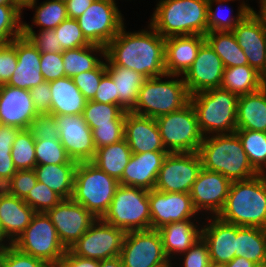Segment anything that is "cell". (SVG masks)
Returning a JSON list of instances; mask_svg holds the SVG:
<instances>
[{
	"instance_id": "cell-3",
	"label": "cell",
	"mask_w": 266,
	"mask_h": 267,
	"mask_svg": "<svg viewBox=\"0 0 266 267\" xmlns=\"http://www.w3.org/2000/svg\"><path fill=\"white\" fill-rule=\"evenodd\" d=\"M218 217L237 226L266 229V174L231 182Z\"/></svg>"
},
{
	"instance_id": "cell-62",
	"label": "cell",
	"mask_w": 266,
	"mask_h": 267,
	"mask_svg": "<svg viewBox=\"0 0 266 267\" xmlns=\"http://www.w3.org/2000/svg\"><path fill=\"white\" fill-rule=\"evenodd\" d=\"M225 267H258L255 263L244 257H234Z\"/></svg>"
},
{
	"instance_id": "cell-61",
	"label": "cell",
	"mask_w": 266,
	"mask_h": 267,
	"mask_svg": "<svg viewBox=\"0 0 266 267\" xmlns=\"http://www.w3.org/2000/svg\"><path fill=\"white\" fill-rule=\"evenodd\" d=\"M94 0H70L66 3L68 18L77 19Z\"/></svg>"
},
{
	"instance_id": "cell-17",
	"label": "cell",
	"mask_w": 266,
	"mask_h": 267,
	"mask_svg": "<svg viewBox=\"0 0 266 267\" xmlns=\"http://www.w3.org/2000/svg\"><path fill=\"white\" fill-rule=\"evenodd\" d=\"M47 215L53 223L60 241L68 250L97 219L83 205L72 198L62 199Z\"/></svg>"
},
{
	"instance_id": "cell-66",
	"label": "cell",
	"mask_w": 266,
	"mask_h": 267,
	"mask_svg": "<svg viewBox=\"0 0 266 267\" xmlns=\"http://www.w3.org/2000/svg\"><path fill=\"white\" fill-rule=\"evenodd\" d=\"M259 82L262 88H266V60L263 67L259 70Z\"/></svg>"
},
{
	"instance_id": "cell-23",
	"label": "cell",
	"mask_w": 266,
	"mask_h": 267,
	"mask_svg": "<svg viewBox=\"0 0 266 267\" xmlns=\"http://www.w3.org/2000/svg\"><path fill=\"white\" fill-rule=\"evenodd\" d=\"M10 43L16 49L18 63L6 85L30 90L43 83L45 80L41 74V52L23 35L13 39Z\"/></svg>"
},
{
	"instance_id": "cell-42",
	"label": "cell",
	"mask_w": 266,
	"mask_h": 267,
	"mask_svg": "<svg viewBox=\"0 0 266 267\" xmlns=\"http://www.w3.org/2000/svg\"><path fill=\"white\" fill-rule=\"evenodd\" d=\"M11 156L17 170L35 168L37 165L35 139L29 129H21L18 132L12 144Z\"/></svg>"
},
{
	"instance_id": "cell-18",
	"label": "cell",
	"mask_w": 266,
	"mask_h": 267,
	"mask_svg": "<svg viewBox=\"0 0 266 267\" xmlns=\"http://www.w3.org/2000/svg\"><path fill=\"white\" fill-rule=\"evenodd\" d=\"M58 129L59 141L69 158L77 163L92 161L96 148L92 130L82 114L54 116Z\"/></svg>"
},
{
	"instance_id": "cell-47",
	"label": "cell",
	"mask_w": 266,
	"mask_h": 267,
	"mask_svg": "<svg viewBox=\"0 0 266 267\" xmlns=\"http://www.w3.org/2000/svg\"><path fill=\"white\" fill-rule=\"evenodd\" d=\"M0 267H52L46 261L23 253L12 244H4Z\"/></svg>"
},
{
	"instance_id": "cell-43",
	"label": "cell",
	"mask_w": 266,
	"mask_h": 267,
	"mask_svg": "<svg viewBox=\"0 0 266 267\" xmlns=\"http://www.w3.org/2000/svg\"><path fill=\"white\" fill-rule=\"evenodd\" d=\"M15 4L0 5V45L23 35V15Z\"/></svg>"
},
{
	"instance_id": "cell-20",
	"label": "cell",
	"mask_w": 266,
	"mask_h": 267,
	"mask_svg": "<svg viewBox=\"0 0 266 267\" xmlns=\"http://www.w3.org/2000/svg\"><path fill=\"white\" fill-rule=\"evenodd\" d=\"M203 220L202 238L208 245L211 263L226 265L235 257L238 226L218 216H206Z\"/></svg>"
},
{
	"instance_id": "cell-22",
	"label": "cell",
	"mask_w": 266,
	"mask_h": 267,
	"mask_svg": "<svg viewBox=\"0 0 266 267\" xmlns=\"http://www.w3.org/2000/svg\"><path fill=\"white\" fill-rule=\"evenodd\" d=\"M35 210L0 187V243L12 244L30 224Z\"/></svg>"
},
{
	"instance_id": "cell-39",
	"label": "cell",
	"mask_w": 266,
	"mask_h": 267,
	"mask_svg": "<svg viewBox=\"0 0 266 267\" xmlns=\"http://www.w3.org/2000/svg\"><path fill=\"white\" fill-rule=\"evenodd\" d=\"M221 88L238 96L256 92L262 88L259 72L249 65L225 68Z\"/></svg>"
},
{
	"instance_id": "cell-30",
	"label": "cell",
	"mask_w": 266,
	"mask_h": 267,
	"mask_svg": "<svg viewBox=\"0 0 266 267\" xmlns=\"http://www.w3.org/2000/svg\"><path fill=\"white\" fill-rule=\"evenodd\" d=\"M237 130L266 132V88L239 96Z\"/></svg>"
},
{
	"instance_id": "cell-28",
	"label": "cell",
	"mask_w": 266,
	"mask_h": 267,
	"mask_svg": "<svg viewBox=\"0 0 266 267\" xmlns=\"http://www.w3.org/2000/svg\"><path fill=\"white\" fill-rule=\"evenodd\" d=\"M203 35L173 36L165 39L166 74L184 75L192 66L201 45Z\"/></svg>"
},
{
	"instance_id": "cell-35",
	"label": "cell",
	"mask_w": 266,
	"mask_h": 267,
	"mask_svg": "<svg viewBox=\"0 0 266 267\" xmlns=\"http://www.w3.org/2000/svg\"><path fill=\"white\" fill-rule=\"evenodd\" d=\"M66 77H74L79 73L94 70L105 60V48L90 44L76 49L62 51Z\"/></svg>"
},
{
	"instance_id": "cell-26",
	"label": "cell",
	"mask_w": 266,
	"mask_h": 267,
	"mask_svg": "<svg viewBox=\"0 0 266 267\" xmlns=\"http://www.w3.org/2000/svg\"><path fill=\"white\" fill-rule=\"evenodd\" d=\"M202 220L187 219L158 229L165 256L171 263L202 238Z\"/></svg>"
},
{
	"instance_id": "cell-46",
	"label": "cell",
	"mask_w": 266,
	"mask_h": 267,
	"mask_svg": "<svg viewBox=\"0 0 266 267\" xmlns=\"http://www.w3.org/2000/svg\"><path fill=\"white\" fill-rule=\"evenodd\" d=\"M35 212H47L55 207L62 198L46 184L37 181L36 185L23 199Z\"/></svg>"
},
{
	"instance_id": "cell-45",
	"label": "cell",
	"mask_w": 266,
	"mask_h": 267,
	"mask_svg": "<svg viewBox=\"0 0 266 267\" xmlns=\"http://www.w3.org/2000/svg\"><path fill=\"white\" fill-rule=\"evenodd\" d=\"M54 30L63 50L76 49L90 45L84 37L77 19L67 18Z\"/></svg>"
},
{
	"instance_id": "cell-16",
	"label": "cell",
	"mask_w": 266,
	"mask_h": 267,
	"mask_svg": "<svg viewBox=\"0 0 266 267\" xmlns=\"http://www.w3.org/2000/svg\"><path fill=\"white\" fill-rule=\"evenodd\" d=\"M151 229L158 230L173 222L203 219L195 210L190 194L179 192L149 191ZM200 216V217H199Z\"/></svg>"
},
{
	"instance_id": "cell-40",
	"label": "cell",
	"mask_w": 266,
	"mask_h": 267,
	"mask_svg": "<svg viewBox=\"0 0 266 267\" xmlns=\"http://www.w3.org/2000/svg\"><path fill=\"white\" fill-rule=\"evenodd\" d=\"M243 149L253 169L258 174H266V132L236 130Z\"/></svg>"
},
{
	"instance_id": "cell-27",
	"label": "cell",
	"mask_w": 266,
	"mask_h": 267,
	"mask_svg": "<svg viewBox=\"0 0 266 267\" xmlns=\"http://www.w3.org/2000/svg\"><path fill=\"white\" fill-rule=\"evenodd\" d=\"M232 32L247 57L248 65L259 72L266 60V31L260 21L249 13Z\"/></svg>"
},
{
	"instance_id": "cell-4",
	"label": "cell",
	"mask_w": 266,
	"mask_h": 267,
	"mask_svg": "<svg viewBox=\"0 0 266 267\" xmlns=\"http://www.w3.org/2000/svg\"><path fill=\"white\" fill-rule=\"evenodd\" d=\"M198 153L202 168L221 173L231 182L247 180L258 174L249 163L236 133L204 137Z\"/></svg>"
},
{
	"instance_id": "cell-12",
	"label": "cell",
	"mask_w": 266,
	"mask_h": 267,
	"mask_svg": "<svg viewBox=\"0 0 266 267\" xmlns=\"http://www.w3.org/2000/svg\"><path fill=\"white\" fill-rule=\"evenodd\" d=\"M120 258L123 267H171L158 230L126 232Z\"/></svg>"
},
{
	"instance_id": "cell-71",
	"label": "cell",
	"mask_w": 266,
	"mask_h": 267,
	"mask_svg": "<svg viewBox=\"0 0 266 267\" xmlns=\"http://www.w3.org/2000/svg\"><path fill=\"white\" fill-rule=\"evenodd\" d=\"M57 1H60V2H63V3H67L70 0H57Z\"/></svg>"
},
{
	"instance_id": "cell-8",
	"label": "cell",
	"mask_w": 266,
	"mask_h": 267,
	"mask_svg": "<svg viewBox=\"0 0 266 267\" xmlns=\"http://www.w3.org/2000/svg\"><path fill=\"white\" fill-rule=\"evenodd\" d=\"M149 191L120 184L109 209L101 218L125 232L151 229Z\"/></svg>"
},
{
	"instance_id": "cell-44",
	"label": "cell",
	"mask_w": 266,
	"mask_h": 267,
	"mask_svg": "<svg viewBox=\"0 0 266 267\" xmlns=\"http://www.w3.org/2000/svg\"><path fill=\"white\" fill-rule=\"evenodd\" d=\"M35 156L37 165L77 164L69 158L59 140H35Z\"/></svg>"
},
{
	"instance_id": "cell-5",
	"label": "cell",
	"mask_w": 266,
	"mask_h": 267,
	"mask_svg": "<svg viewBox=\"0 0 266 267\" xmlns=\"http://www.w3.org/2000/svg\"><path fill=\"white\" fill-rule=\"evenodd\" d=\"M238 98L235 93L221 87L190 96L199 129L204 137L235 133Z\"/></svg>"
},
{
	"instance_id": "cell-33",
	"label": "cell",
	"mask_w": 266,
	"mask_h": 267,
	"mask_svg": "<svg viewBox=\"0 0 266 267\" xmlns=\"http://www.w3.org/2000/svg\"><path fill=\"white\" fill-rule=\"evenodd\" d=\"M235 257H244L258 267H266V229L238 226Z\"/></svg>"
},
{
	"instance_id": "cell-37",
	"label": "cell",
	"mask_w": 266,
	"mask_h": 267,
	"mask_svg": "<svg viewBox=\"0 0 266 267\" xmlns=\"http://www.w3.org/2000/svg\"><path fill=\"white\" fill-rule=\"evenodd\" d=\"M34 0L27 8L35 10L32 18V24L23 21V30H33L39 27V30L55 29L61 22L68 18L66 3L57 0H45L41 3Z\"/></svg>"
},
{
	"instance_id": "cell-32",
	"label": "cell",
	"mask_w": 266,
	"mask_h": 267,
	"mask_svg": "<svg viewBox=\"0 0 266 267\" xmlns=\"http://www.w3.org/2000/svg\"><path fill=\"white\" fill-rule=\"evenodd\" d=\"M77 164L36 165L34 171L37 180L46 184L62 199H70L73 195L74 179Z\"/></svg>"
},
{
	"instance_id": "cell-54",
	"label": "cell",
	"mask_w": 266,
	"mask_h": 267,
	"mask_svg": "<svg viewBox=\"0 0 266 267\" xmlns=\"http://www.w3.org/2000/svg\"><path fill=\"white\" fill-rule=\"evenodd\" d=\"M41 74L46 82H51L65 76L62 52L41 53Z\"/></svg>"
},
{
	"instance_id": "cell-68",
	"label": "cell",
	"mask_w": 266,
	"mask_h": 267,
	"mask_svg": "<svg viewBox=\"0 0 266 267\" xmlns=\"http://www.w3.org/2000/svg\"><path fill=\"white\" fill-rule=\"evenodd\" d=\"M3 4H14L11 0H0V5Z\"/></svg>"
},
{
	"instance_id": "cell-9",
	"label": "cell",
	"mask_w": 266,
	"mask_h": 267,
	"mask_svg": "<svg viewBox=\"0 0 266 267\" xmlns=\"http://www.w3.org/2000/svg\"><path fill=\"white\" fill-rule=\"evenodd\" d=\"M168 153L198 152L203 141L195 110L189 102L177 111L155 118Z\"/></svg>"
},
{
	"instance_id": "cell-41",
	"label": "cell",
	"mask_w": 266,
	"mask_h": 267,
	"mask_svg": "<svg viewBox=\"0 0 266 267\" xmlns=\"http://www.w3.org/2000/svg\"><path fill=\"white\" fill-rule=\"evenodd\" d=\"M91 130L104 124H125L126 111L118 105L89 100L82 113Z\"/></svg>"
},
{
	"instance_id": "cell-53",
	"label": "cell",
	"mask_w": 266,
	"mask_h": 267,
	"mask_svg": "<svg viewBox=\"0 0 266 267\" xmlns=\"http://www.w3.org/2000/svg\"><path fill=\"white\" fill-rule=\"evenodd\" d=\"M125 124H104L92 129L95 148H101L124 139Z\"/></svg>"
},
{
	"instance_id": "cell-11",
	"label": "cell",
	"mask_w": 266,
	"mask_h": 267,
	"mask_svg": "<svg viewBox=\"0 0 266 267\" xmlns=\"http://www.w3.org/2000/svg\"><path fill=\"white\" fill-rule=\"evenodd\" d=\"M116 0H94L84 13L77 18L86 40L90 44L106 45L126 25Z\"/></svg>"
},
{
	"instance_id": "cell-14",
	"label": "cell",
	"mask_w": 266,
	"mask_h": 267,
	"mask_svg": "<svg viewBox=\"0 0 266 267\" xmlns=\"http://www.w3.org/2000/svg\"><path fill=\"white\" fill-rule=\"evenodd\" d=\"M202 168L198 152L168 153L159 170L155 190L188 193Z\"/></svg>"
},
{
	"instance_id": "cell-51",
	"label": "cell",
	"mask_w": 266,
	"mask_h": 267,
	"mask_svg": "<svg viewBox=\"0 0 266 267\" xmlns=\"http://www.w3.org/2000/svg\"><path fill=\"white\" fill-rule=\"evenodd\" d=\"M23 36L27 37L41 53L62 52L60 43L54 29L49 30H23Z\"/></svg>"
},
{
	"instance_id": "cell-69",
	"label": "cell",
	"mask_w": 266,
	"mask_h": 267,
	"mask_svg": "<svg viewBox=\"0 0 266 267\" xmlns=\"http://www.w3.org/2000/svg\"><path fill=\"white\" fill-rule=\"evenodd\" d=\"M210 267H225L224 265H216V264H211Z\"/></svg>"
},
{
	"instance_id": "cell-21",
	"label": "cell",
	"mask_w": 266,
	"mask_h": 267,
	"mask_svg": "<svg viewBox=\"0 0 266 267\" xmlns=\"http://www.w3.org/2000/svg\"><path fill=\"white\" fill-rule=\"evenodd\" d=\"M38 114L29 90L0 85V118L3 125L29 129Z\"/></svg>"
},
{
	"instance_id": "cell-48",
	"label": "cell",
	"mask_w": 266,
	"mask_h": 267,
	"mask_svg": "<svg viewBox=\"0 0 266 267\" xmlns=\"http://www.w3.org/2000/svg\"><path fill=\"white\" fill-rule=\"evenodd\" d=\"M171 264V267H210L212 263L207 243L201 238Z\"/></svg>"
},
{
	"instance_id": "cell-29",
	"label": "cell",
	"mask_w": 266,
	"mask_h": 267,
	"mask_svg": "<svg viewBox=\"0 0 266 267\" xmlns=\"http://www.w3.org/2000/svg\"><path fill=\"white\" fill-rule=\"evenodd\" d=\"M51 88L50 112L56 115L82 114L87 100L75 86L71 77H62L49 82Z\"/></svg>"
},
{
	"instance_id": "cell-38",
	"label": "cell",
	"mask_w": 266,
	"mask_h": 267,
	"mask_svg": "<svg viewBox=\"0 0 266 267\" xmlns=\"http://www.w3.org/2000/svg\"><path fill=\"white\" fill-rule=\"evenodd\" d=\"M231 1L235 2L233 0H208V32L233 31L234 27L250 13L241 4H238L237 12L233 15L235 11L229 3Z\"/></svg>"
},
{
	"instance_id": "cell-19",
	"label": "cell",
	"mask_w": 266,
	"mask_h": 267,
	"mask_svg": "<svg viewBox=\"0 0 266 267\" xmlns=\"http://www.w3.org/2000/svg\"><path fill=\"white\" fill-rule=\"evenodd\" d=\"M225 67L220 57L205 41L192 66L183 75L190 95L209 89L220 88Z\"/></svg>"
},
{
	"instance_id": "cell-63",
	"label": "cell",
	"mask_w": 266,
	"mask_h": 267,
	"mask_svg": "<svg viewBox=\"0 0 266 267\" xmlns=\"http://www.w3.org/2000/svg\"><path fill=\"white\" fill-rule=\"evenodd\" d=\"M258 8H259L258 11H256V8H255V10L252 13L260 21V23L262 24V27L266 31V0H263L259 4Z\"/></svg>"
},
{
	"instance_id": "cell-65",
	"label": "cell",
	"mask_w": 266,
	"mask_h": 267,
	"mask_svg": "<svg viewBox=\"0 0 266 267\" xmlns=\"http://www.w3.org/2000/svg\"><path fill=\"white\" fill-rule=\"evenodd\" d=\"M21 11L26 10L27 7L34 1V0H11Z\"/></svg>"
},
{
	"instance_id": "cell-31",
	"label": "cell",
	"mask_w": 266,
	"mask_h": 267,
	"mask_svg": "<svg viewBox=\"0 0 266 267\" xmlns=\"http://www.w3.org/2000/svg\"><path fill=\"white\" fill-rule=\"evenodd\" d=\"M118 93V106L123 111H131L138 99V93L146 78L134 70L123 66L106 65Z\"/></svg>"
},
{
	"instance_id": "cell-60",
	"label": "cell",
	"mask_w": 266,
	"mask_h": 267,
	"mask_svg": "<svg viewBox=\"0 0 266 267\" xmlns=\"http://www.w3.org/2000/svg\"><path fill=\"white\" fill-rule=\"evenodd\" d=\"M17 169L12 161L11 154H0V187L4 185L13 177Z\"/></svg>"
},
{
	"instance_id": "cell-50",
	"label": "cell",
	"mask_w": 266,
	"mask_h": 267,
	"mask_svg": "<svg viewBox=\"0 0 266 267\" xmlns=\"http://www.w3.org/2000/svg\"><path fill=\"white\" fill-rule=\"evenodd\" d=\"M37 181L34 169L17 170L13 177L4 185L3 189L11 195L24 199L36 185Z\"/></svg>"
},
{
	"instance_id": "cell-55",
	"label": "cell",
	"mask_w": 266,
	"mask_h": 267,
	"mask_svg": "<svg viewBox=\"0 0 266 267\" xmlns=\"http://www.w3.org/2000/svg\"><path fill=\"white\" fill-rule=\"evenodd\" d=\"M17 63L15 47L11 43L0 45V85L9 81Z\"/></svg>"
},
{
	"instance_id": "cell-34",
	"label": "cell",
	"mask_w": 266,
	"mask_h": 267,
	"mask_svg": "<svg viewBox=\"0 0 266 267\" xmlns=\"http://www.w3.org/2000/svg\"><path fill=\"white\" fill-rule=\"evenodd\" d=\"M132 151L125 138L96 149L92 163L121 184L124 168L127 166Z\"/></svg>"
},
{
	"instance_id": "cell-72",
	"label": "cell",
	"mask_w": 266,
	"mask_h": 267,
	"mask_svg": "<svg viewBox=\"0 0 266 267\" xmlns=\"http://www.w3.org/2000/svg\"><path fill=\"white\" fill-rule=\"evenodd\" d=\"M3 126H4V125H3L2 120H1V118H0V129H1Z\"/></svg>"
},
{
	"instance_id": "cell-58",
	"label": "cell",
	"mask_w": 266,
	"mask_h": 267,
	"mask_svg": "<svg viewBox=\"0 0 266 267\" xmlns=\"http://www.w3.org/2000/svg\"><path fill=\"white\" fill-rule=\"evenodd\" d=\"M56 267H99V260L73 255L67 250Z\"/></svg>"
},
{
	"instance_id": "cell-24",
	"label": "cell",
	"mask_w": 266,
	"mask_h": 267,
	"mask_svg": "<svg viewBox=\"0 0 266 267\" xmlns=\"http://www.w3.org/2000/svg\"><path fill=\"white\" fill-rule=\"evenodd\" d=\"M124 133L132 153L166 151L155 118L126 111Z\"/></svg>"
},
{
	"instance_id": "cell-67",
	"label": "cell",
	"mask_w": 266,
	"mask_h": 267,
	"mask_svg": "<svg viewBox=\"0 0 266 267\" xmlns=\"http://www.w3.org/2000/svg\"><path fill=\"white\" fill-rule=\"evenodd\" d=\"M233 1H239L238 3H240L244 8H246L247 11H249L250 13H252L254 11V8L252 6H250L249 0H233ZM263 0H257L258 5L262 2Z\"/></svg>"
},
{
	"instance_id": "cell-36",
	"label": "cell",
	"mask_w": 266,
	"mask_h": 267,
	"mask_svg": "<svg viewBox=\"0 0 266 267\" xmlns=\"http://www.w3.org/2000/svg\"><path fill=\"white\" fill-rule=\"evenodd\" d=\"M204 37L225 68L248 65L247 57L232 31L207 32Z\"/></svg>"
},
{
	"instance_id": "cell-13",
	"label": "cell",
	"mask_w": 266,
	"mask_h": 267,
	"mask_svg": "<svg viewBox=\"0 0 266 267\" xmlns=\"http://www.w3.org/2000/svg\"><path fill=\"white\" fill-rule=\"evenodd\" d=\"M125 234L124 230L98 218L68 250L73 255L97 260L118 257Z\"/></svg>"
},
{
	"instance_id": "cell-70",
	"label": "cell",
	"mask_w": 266,
	"mask_h": 267,
	"mask_svg": "<svg viewBox=\"0 0 266 267\" xmlns=\"http://www.w3.org/2000/svg\"><path fill=\"white\" fill-rule=\"evenodd\" d=\"M3 243H0V257H1V252H2V248H3Z\"/></svg>"
},
{
	"instance_id": "cell-59",
	"label": "cell",
	"mask_w": 266,
	"mask_h": 267,
	"mask_svg": "<svg viewBox=\"0 0 266 267\" xmlns=\"http://www.w3.org/2000/svg\"><path fill=\"white\" fill-rule=\"evenodd\" d=\"M20 130L6 125L0 129V154H11L12 144Z\"/></svg>"
},
{
	"instance_id": "cell-1",
	"label": "cell",
	"mask_w": 266,
	"mask_h": 267,
	"mask_svg": "<svg viewBox=\"0 0 266 267\" xmlns=\"http://www.w3.org/2000/svg\"><path fill=\"white\" fill-rule=\"evenodd\" d=\"M126 28L124 25L106 45V65L126 67L146 79L165 75V38L149 23L138 31Z\"/></svg>"
},
{
	"instance_id": "cell-56",
	"label": "cell",
	"mask_w": 266,
	"mask_h": 267,
	"mask_svg": "<svg viewBox=\"0 0 266 267\" xmlns=\"http://www.w3.org/2000/svg\"><path fill=\"white\" fill-rule=\"evenodd\" d=\"M30 95L34 103V107L39 114L49 113L51 105V88L49 82L32 87Z\"/></svg>"
},
{
	"instance_id": "cell-25",
	"label": "cell",
	"mask_w": 266,
	"mask_h": 267,
	"mask_svg": "<svg viewBox=\"0 0 266 267\" xmlns=\"http://www.w3.org/2000/svg\"><path fill=\"white\" fill-rule=\"evenodd\" d=\"M167 154V151L132 153L124 168L121 184L148 191L154 189L159 170Z\"/></svg>"
},
{
	"instance_id": "cell-2",
	"label": "cell",
	"mask_w": 266,
	"mask_h": 267,
	"mask_svg": "<svg viewBox=\"0 0 266 267\" xmlns=\"http://www.w3.org/2000/svg\"><path fill=\"white\" fill-rule=\"evenodd\" d=\"M148 23L165 39L208 32V0H158Z\"/></svg>"
},
{
	"instance_id": "cell-64",
	"label": "cell",
	"mask_w": 266,
	"mask_h": 267,
	"mask_svg": "<svg viewBox=\"0 0 266 267\" xmlns=\"http://www.w3.org/2000/svg\"><path fill=\"white\" fill-rule=\"evenodd\" d=\"M99 267H123V263L120 256H118L110 259L99 260Z\"/></svg>"
},
{
	"instance_id": "cell-15",
	"label": "cell",
	"mask_w": 266,
	"mask_h": 267,
	"mask_svg": "<svg viewBox=\"0 0 266 267\" xmlns=\"http://www.w3.org/2000/svg\"><path fill=\"white\" fill-rule=\"evenodd\" d=\"M230 185L231 181L221 173L201 168L190 191L199 215L203 218L218 216L226 203Z\"/></svg>"
},
{
	"instance_id": "cell-10",
	"label": "cell",
	"mask_w": 266,
	"mask_h": 267,
	"mask_svg": "<svg viewBox=\"0 0 266 267\" xmlns=\"http://www.w3.org/2000/svg\"><path fill=\"white\" fill-rule=\"evenodd\" d=\"M12 245L23 253L46 261L52 267L59 264L67 251L45 212H36Z\"/></svg>"
},
{
	"instance_id": "cell-6",
	"label": "cell",
	"mask_w": 266,
	"mask_h": 267,
	"mask_svg": "<svg viewBox=\"0 0 266 267\" xmlns=\"http://www.w3.org/2000/svg\"><path fill=\"white\" fill-rule=\"evenodd\" d=\"M190 96L182 75L147 78L131 112L157 118L181 109L190 102Z\"/></svg>"
},
{
	"instance_id": "cell-7",
	"label": "cell",
	"mask_w": 266,
	"mask_h": 267,
	"mask_svg": "<svg viewBox=\"0 0 266 267\" xmlns=\"http://www.w3.org/2000/svg\"><path fill=\"white\" fill-rule=\"evenodd\" d=\"M119 182L91 161L77 163L72 199L94 217L102 218L109 209Z\"/></svg>"
},
{
	"instance_id": "cell-52",
	"label": "cell",
	"mask_w": 266,
	"mask_h": 267,
	"mask_svg": "<svg viewBox=\"0 0 266 267\" xmlns=\"http://www.w3.org/2000/svg\"><path fill=\"white\" fill-rule=\"evenodd\" d=\"M29 130L35 140H59V129L55 117L51 114H38L31 122Z\"/></svg>"
},
{
	"instance_id": "cell-49",
	"label": "cell",
	"mask_w": 266,
	"mask_h": 267,
	"mask_svg": "<svg viewBox=\"0 0 266 267\" xmlns=\"http://www.w3.org/2000/svg\"><path fill=\"white\" fill-rule=\"evenodd\" d=\"M105 73L106 62L103 60L94 70L79 73L72 77V80L85 99L89 101L94 99L101 78Z\"/></svg>"
},
{
	"instance_id": "cell-57",
	"label": "cell",
	"mask_w": 266,
	"mask_h": 267,
	"mask_svg": "<svg viewBox=\"0 0 266 267\" xmlns=\"http://www.w3.org/2000/svg\"><path fill=\"white\" fill-rule=\"evenodd\" d=\"M93 101L118 105V93L111 76L106 72L100 81Z\"/></svg>"
}]
</instances>
